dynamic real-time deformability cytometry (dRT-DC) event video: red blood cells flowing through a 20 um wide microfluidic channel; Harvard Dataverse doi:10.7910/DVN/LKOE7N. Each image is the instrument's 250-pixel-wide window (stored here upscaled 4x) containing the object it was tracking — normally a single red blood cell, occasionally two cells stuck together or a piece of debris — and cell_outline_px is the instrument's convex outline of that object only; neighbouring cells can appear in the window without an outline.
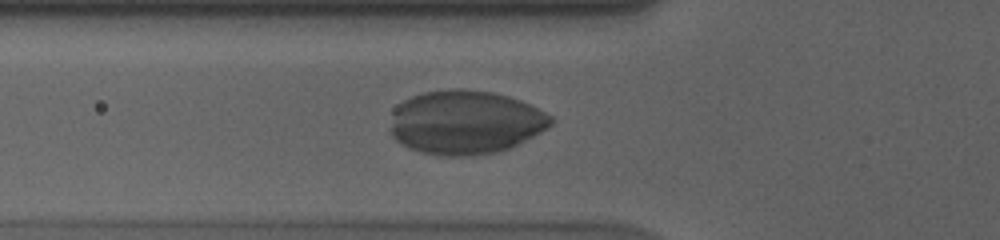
{"species": "human", "species_latin": "Homo sapiens", "temperature_condition": "cold", "stored_images_in_passage": 40, "camera_frame_rate_fps": 3000, "um_per_image_px": 0.085, "donor": {"sex": "male"}, "frame": {"image": 1, "passage_image": 8, "time_ms": 2.333, "image_size_px": [1000, 240], "cell_outline_px": [[552, 124], [548, 128], [508, 148], [496, 152], [468, 156], [440, 156], [420, 152], [408, 148], [396, 140], [392, 136], [388, 128], [392, 112], [404, 100], [412, 96], [424, 92], [448, 88], [464, 88], [492, 92], [508, 96], [520, 100], [552, 116]], "centroid_in_image_um": [39.49, 10.39], "position_along_channel_um": 86.3, "area_um2": 60.0}}
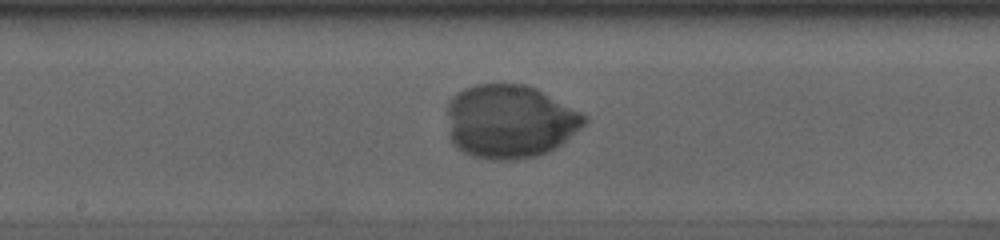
{"frame": {"image": 2, "passage_image": 18, "time_ms": 5.667, "image_size_px": [1000, 240], "cell_outline_px": [[588, 120], [580, 128], [556, 148], [548, 152], [536, 156], [512, 160], [496, 160], [472, 156], [456, 148], [452, 144], [448, 136], [448, 100], [456, 92], [464, 88], [476, 84], [524, 84], [536, 88], [588, 116]], "centroid_in_image_um": [43.29, 10.32], "position_along_channel_um": 204.9, "area_um2": 59.13}}
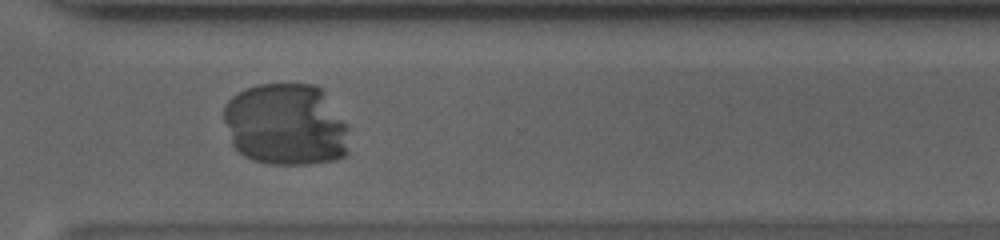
{"frame": {"image": 3, "passage_image": 30, "time_ms": 9.667, "image_size_px": [1000, 240], "cell_outline_px": [[348, 152], [344, 156], [336, 160], [308, 164], [268, 164], [252, 160], [244, 156], [232, 144], [224, 120], [224, 104], [232, 96], [244, 88], [260, 84], [316, 84], [324, 92], [348, 124]], "centroid_in_image_um": [24.32, 10.59], "position_along_channel_um": 346.3, "area_um2": 60.75}}